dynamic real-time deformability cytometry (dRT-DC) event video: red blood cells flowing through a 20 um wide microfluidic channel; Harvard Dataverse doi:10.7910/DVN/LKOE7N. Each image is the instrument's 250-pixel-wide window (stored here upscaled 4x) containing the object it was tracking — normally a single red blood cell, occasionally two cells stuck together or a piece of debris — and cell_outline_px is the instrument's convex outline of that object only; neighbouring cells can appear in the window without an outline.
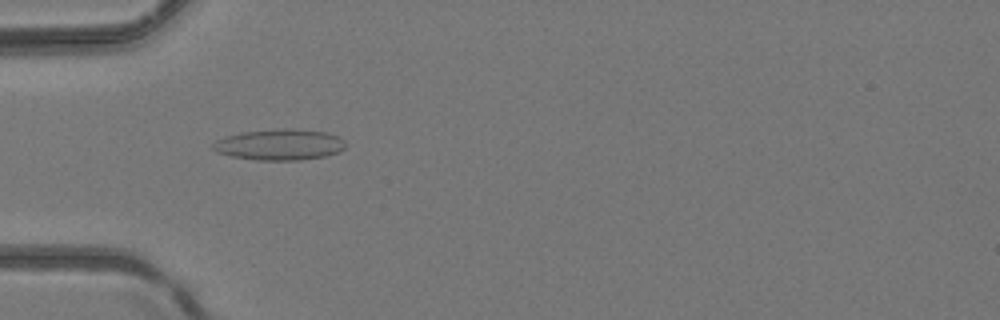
{"species": "common noctule bat (a hibernating species)", "species_latin": "Nyctalus noctula", "temperature_condition": "room temperature", "stored_images_in_passage": 37, "camera_frame_rate_fps": 3000, "um_per_image_px": 0.085, "animal": {"sex": "female", "body_mass_g": 24.6, "forearm_length_mm": 56.2}, "frame": {"image": 1, "passage_image": 4, "time_ms": 1.0, "image_size_px": [1000, 320], "cell_outline_px": [[344, 148], [340, 152], [324, 156], [300, 160], [256, 160], [232, 156], [216, 152], [212, 148], [212, 144], [216, 140], [224, 136], [240, 132], [284, 128], [288, 128], [324, 132], [340, 136], [344, 140]], "centroid_in_image_um": [23.75, 12.29], "position_along_channel_um": 61.3, "area_um2": 24.04}}
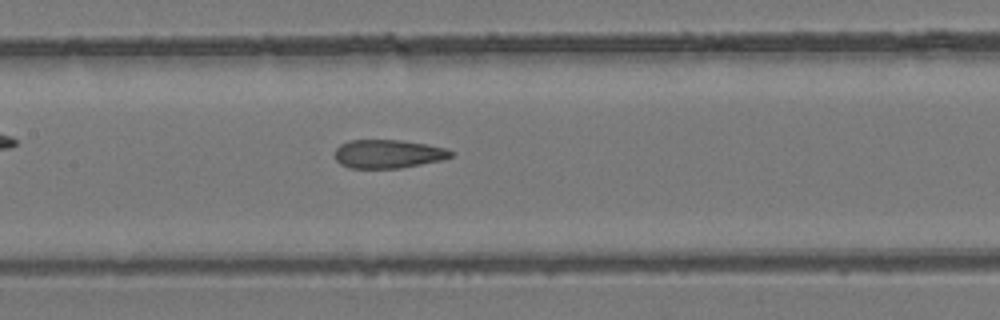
{"frame": {"image": 2, "passage_image": 12, "time_ms": 3.667, "image_size_px": [1000, 320], "cell_outline_px": [[452, 156], [440, 160], [400, 168], [348, 168], [340, 164], [336, 160], [336, 148], [340, 144], [348, 140], [400, 140], [424, 144], [444, 148], [452, 152]], "centroid_in_image_um": [32.93, 13.08], "position_along_channel_um": 174.5, "area_um2": 19.07}}
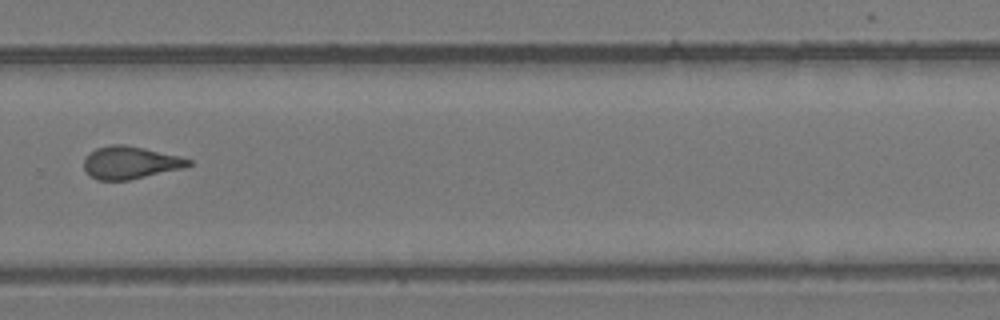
{"frame": {"image": 3, "passage_image": 22, "time_ms": 7.0, "image_size_px": [1000, 320], "cell_outline_px": [[192, 164], [184, 168], [128, 180], [96, 180], [88, 176], [84, 168], [84, 156], [96, 148], [112, 144], [124, 144], [144, 148], [180, 156], [192, 160]], "centroid_in_image_um": [11.04, 13.82], "position_along_channel_um": 318.8, "area_um2": 20.0}}